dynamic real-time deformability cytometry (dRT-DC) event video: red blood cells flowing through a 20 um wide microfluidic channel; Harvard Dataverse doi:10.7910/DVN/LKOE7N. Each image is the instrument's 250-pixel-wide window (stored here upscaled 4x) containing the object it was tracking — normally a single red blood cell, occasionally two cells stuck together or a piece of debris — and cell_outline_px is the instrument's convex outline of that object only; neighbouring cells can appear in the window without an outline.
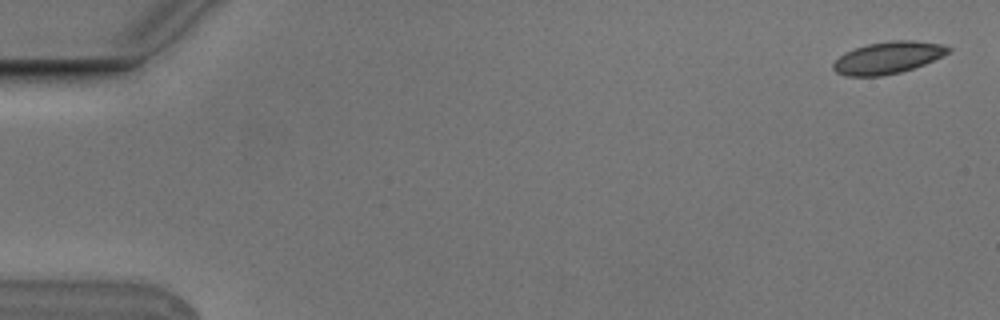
{"species": "Egyptian fruit bat (a non-hibernating species)", "species_latin": "Rousettus aegyptiacus", "temperature_condition": "cold", "stored_images_in_passage": 6, "camera_frame_rate_fps": 3000, "um_per_image_px": 0.085, "animal": {"sex": "male"}, "frame": {"image": 1, "passage_image": 1, "time_ms": 0.0, "image_size_px": [1000, 320], "cell_outline_px": [[952, 48], [944, 56], [924, 64], [900, 72], [880, 76], [844, 76], [836, 72], [832, 68], [832, 64], [844, 52], [868, 44], [892, 40], [912, 40], [940, 44]], "centroid_in_image_um": [75.45, 4.9], "position_along_channel_um": 9.5, "area_um2": 21.33}}